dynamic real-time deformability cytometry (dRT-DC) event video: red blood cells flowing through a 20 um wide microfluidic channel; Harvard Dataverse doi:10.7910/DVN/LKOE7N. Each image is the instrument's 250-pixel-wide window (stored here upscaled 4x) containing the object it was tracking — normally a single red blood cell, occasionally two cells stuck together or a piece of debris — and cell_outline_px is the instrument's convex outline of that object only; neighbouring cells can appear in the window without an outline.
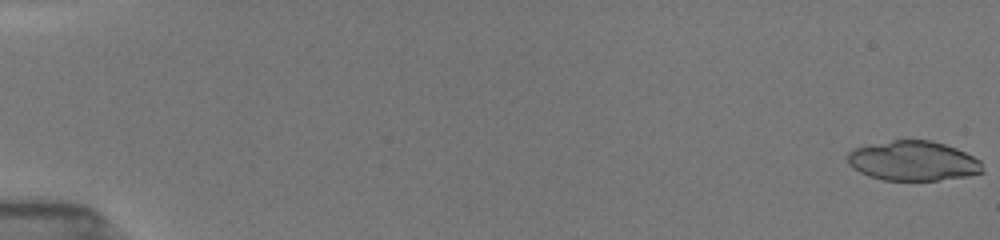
{"species": "common noctule bat (a hibernating species)", "species_latin": "Nyctalus noctula", "temperature_condition": "room temperature", "stored_images_in_passage": 14, "camera_frame_rate_fps": 3000, "um_per_image_px": 0.085, "animal": {"sex": "female", "body_mass_g": 19.5, "forearm_length_mm": 54.1}, "frame": {"image": 1, "passage_image": 1, "time_ms": 0.0, "image_size_px": [1000, 240], "cell_outline_px": [[984, 172], [968, 176], [936, 180], [884, 180], [868, 176], [852, 168], [848, 164], [848, 152], [856, 148], [868, 144], [892, 140], [932, 140], [956, 148], [980, 160]], "centroid_in_image_um": [77.6, 13.67], "position_along_channel_um": 7.4, "area_um2": 31.27}}